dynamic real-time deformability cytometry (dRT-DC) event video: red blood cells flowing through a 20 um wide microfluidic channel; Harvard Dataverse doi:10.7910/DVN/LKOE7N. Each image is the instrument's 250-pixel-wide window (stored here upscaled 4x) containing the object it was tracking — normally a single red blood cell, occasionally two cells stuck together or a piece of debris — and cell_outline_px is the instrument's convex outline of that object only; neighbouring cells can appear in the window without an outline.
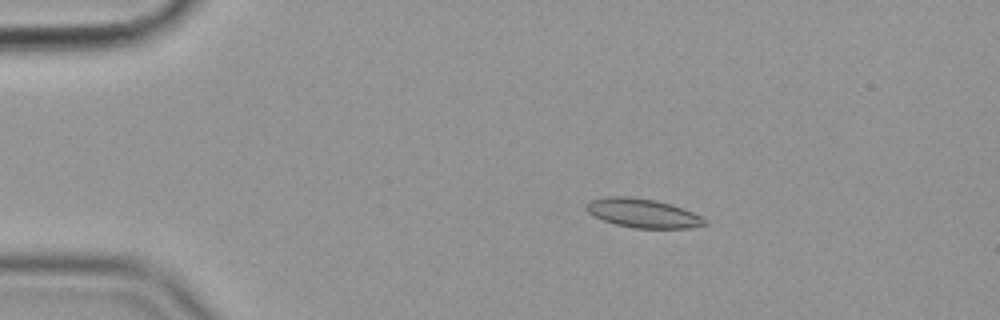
{"species": "common noctule bat (a hibernating species)", "species_latin": "Nyctalus noctula", "temperature_condition": "cold", "stored_images_in_passage": 57, "camera_frame_rate_fps": 3000, "um_per_image_px": 0.085, "animal": {"sex": "female", "body_mass_g": 19.9}, "frame": {"image": 1, "passage_image": 11, "time_ms": 3.333, "image_size_px": [1000, 320], "cell_outline_px": [[708, 224], [688, 228], [636, 228], [616, 224], [604, 220], [588, 212], [584, 208], [592, 200], [608, 196], [628, 196], [656, 200], [672, 204], [692, 212], [700, 216]], "centroid_in_image_um": [54.65, 18.11], "position_along_channel_um": 30.4, "area_um2": 19.71}}
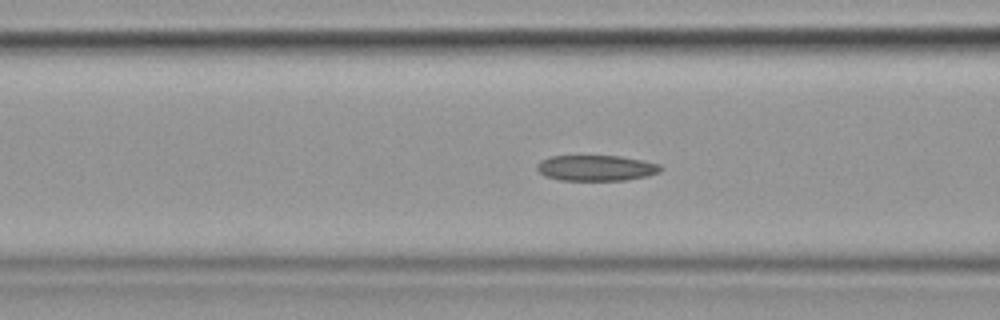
{"frame": {"image": 2, "passage_image": 23, "time_ms": 7.333, "image_size_px": [1000, 320], "cell_outline_px": [[664, 168], [660, 172], [648, 176], [624, 180], [560, 180], [544, 176], [536, 168], [536, 164], [540, 160], [548, 156], [620, 156], [660, 164]], "centroid_in_image_um": [50.66, 14.28], "position_along_channel_um": 115.9, "area_um2": 18.61}}
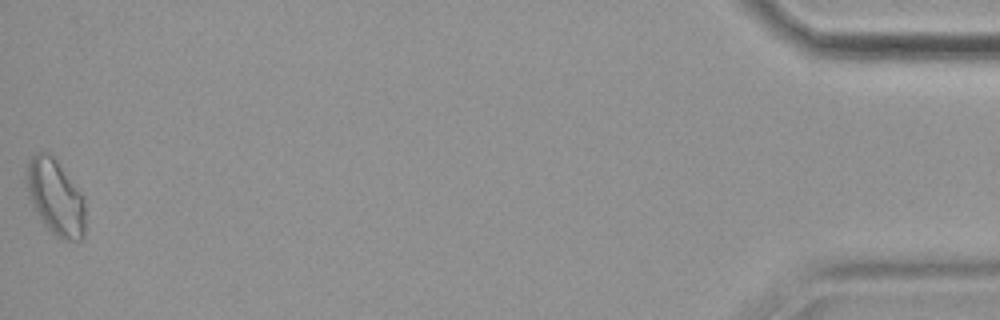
{"frame": {"image": 3, "passage_image": 57, "time_ms": 18.667, "image_size_px": [1000, 320], "cell_outline_px": [[84, 236], [80, 240], [60, 240], [40, 220], [28, 196], [24, 176], [28, 160], [36, 152], [48, 152], [56, 160], [84, 196]], "centroid_in_image_um": [4.68, 16.76], "position_along_channel_um": 430.5, "area_um2": 26.13}, "authors_computed_cell_mechanics": {"area_um2": 19.3052, "velocity_mm_per_s": 3.5656, "shape_relaxation_time_tau1_ms": null, "shape_relaxation_time_tau2_ms": 4.2016, "deformation_change_tau1": null, "deformation_change_tau2": 0.1037}}